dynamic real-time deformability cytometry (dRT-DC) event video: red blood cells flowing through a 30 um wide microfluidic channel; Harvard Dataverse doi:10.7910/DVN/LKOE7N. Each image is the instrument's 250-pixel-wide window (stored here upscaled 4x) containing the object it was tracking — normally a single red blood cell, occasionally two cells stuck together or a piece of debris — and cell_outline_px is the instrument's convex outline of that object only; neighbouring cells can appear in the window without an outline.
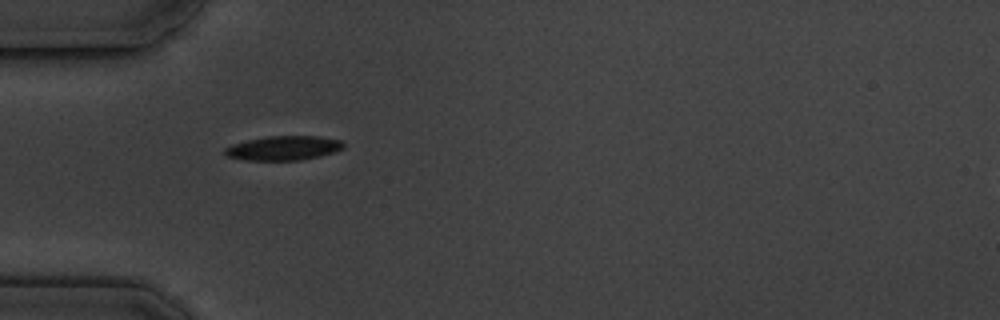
{"species": "common noctule bat (a hibernating species)", "species_latin": "Nyctalus noctula", "temperature_condition": "cold", "stored_images_in_passage": 2, "camera_frame_rate_fps": 3000, "um_per_image_px": 0.085, "animal": {"sex": "male", "body_mass_g": 19.5, "forearm_length_mm": 54.6}, "frame": {"image": 1, "passage_image": 1, "time_ms": 0.0, "image_size_px": [1000, 320], "cell_outline_px": [[344, 148], [320, 156], [300, 160], [244, 160], [228, 156], [224, 152], [224, 148], [232, 144], [248, 140], [268, 136], [320, 136], [344, 140]], "centroid_in_image_um": [24.13, 12.58], "position_along_channel_um": 60.9, "area_um2": 16.82}}